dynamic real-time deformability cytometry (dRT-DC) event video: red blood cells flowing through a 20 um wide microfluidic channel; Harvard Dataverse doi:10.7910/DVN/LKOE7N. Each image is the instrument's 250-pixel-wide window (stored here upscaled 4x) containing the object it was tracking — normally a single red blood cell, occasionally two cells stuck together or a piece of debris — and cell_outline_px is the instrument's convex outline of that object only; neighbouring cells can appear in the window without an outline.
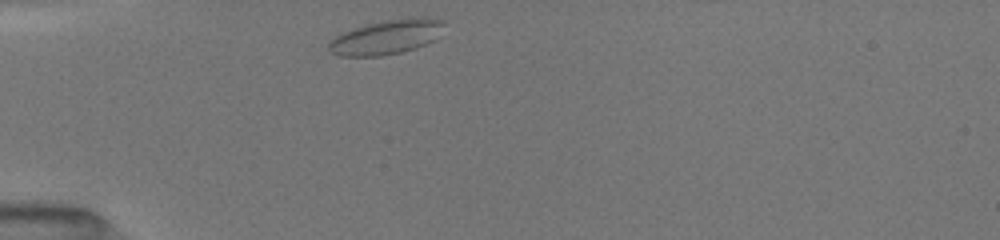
{"species": "common noctule bat (a hibernating species)", "species_latin": "Nyctalus noctula", "temperature_condition": "room temperature", "stored_images_in_passage": 54, "segment_of_instrument_passage": [1, 2], "camera_frame_rate_fps": 3000, "um_per_image_px": 0.085, "animal": {"sex": "female", "body_mass_g": 19.5, "forearm_length_mm": 54.1}, "frame": {"image": 1, "passage_image": 1, "time_ms": 0.0, "image_size_px": [1000, 240], "cell_outline_px": [[444, 24], [432, 40], [416, 48], [400, 52], [380, 56], [340, 56], [328, 52], [328, 44], [336, 36], [344, 32], [368, 24], [388, 20], [440, 20]], "centroid_in_image_um": [32.7, 3.22], "position_along_channel_um": 52.3, "area_um2": 21.85}}
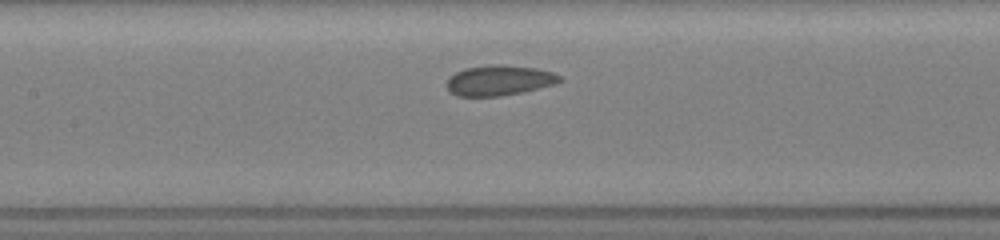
{"frame": {"image": 2, "passage_image": 15, "time_ms": 3.333, "image_size_px": [1000, 240], "cell_outline_px": [[564, 80], [556, 84], [524, 92], [500, 96], [456, 96], [448, 88], [448, 76], [464, 68], [536, 68], [552, 72], [560, 76]], "centroid_in_image_um": [42.47, 6.9], "position_along_channel_um": 164.9, "area_um2": 18.9}}
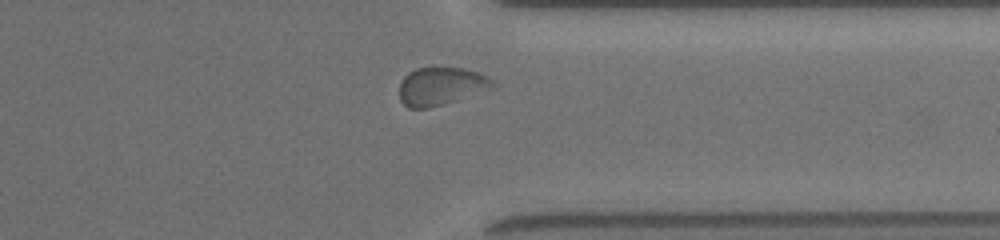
{"frame": {"image": 3, "passage_image": 39, "time_ms": 8.667, "image_size_px": [1000, 240], "cell_outline_px": [[492, 84], [440, 104], [428, 108], [408, 108], [400, 100], [400, 84], [404, 76], [408, 72], [416, 68], [432, 64], [464, 68], [480, 72], [492, 80]], "centroid_in_image_um": [37.31, 7.23], "position_along_channel_um": 374.1, "area_um2": 20.06}}